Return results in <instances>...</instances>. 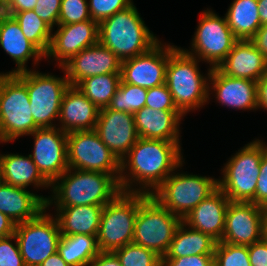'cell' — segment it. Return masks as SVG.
Returning <instances> with one entry per match:
<instances>
[{"label":"cell","instance_id":"cell-19","mask_svg":"<svg viewBox=\"0 0 267 266\" xmlns=\"http://www.w3.org/2000/svg\"><path fill=\"white\" fill-rule=\"evenodd\" d=\"M57 32L51 36L48 52L45 56H54L63 66L80 51L98 43L99 23L95 20L58 25Z\"/></svg>","mask_w":267,"mask_h":266},{"label":"cell","instance_id":"cell-28","mask_svg":"<svg viewBox=\"0 0 267 266\" xmlns=\"http://www.w3.org/2000/svg\"><path fill=\"white\" fill-rule=\"evenodd\" d=\"M1 180L15 187L26 188L34 183L38 186H51V183L41 174L30 156L19 154L0 155Z\"/></svg>","mask_w":267,"mask_h":266},{"label":"cell","instance_id":"cell-52","mask_svg":"<svg viewBox=\"0 0 267 266\" xmlns=\"http://www.w3.org/2000/svg\"><path fill=\"white\" fill-rule=\"evenodd\" d=\"M262 239L267 241V207L264 208L263 214V235Z\"/></svg>","mask_w":267,"mask_h":266},{"label":"cell","instance_id":"cell-26","mask_svg":"<svg viewBox=\"0 0 267 266\" xmlns=\"http://www.w3.org/2000/svg\"><path fill=\"white\" fill-rule=\"evenodd\" d=\"M0 45L17 64V69L9 72L16 74L27 70L25 63L34 56L37 62L45 55L22 33L19 23L13 16L0 12Z\"/></svg>","mask_w":267,"mask_h":266},{"label":"cell","instance_id":"cell-20","mask_svg":"<svg viewBox=\"0 0 267 266\" xmlns=\"http://www.w3.org/2000/svg\"><path fill=\"white\" fill-rule=\"evenodd\" d=\"M230 200L218 187L205 200L192 209L183 219L185 225H190L197 231L208 234L220 242L225 227V216Z\"/></svg>","mask_w":267,"mask_h":266},{"label":"cell","instance_id":"cell-46","mask_svg":"<svg viewBox=\"0 0 267 266\" xmlns=\"http://www.w3.org/2000/svg\"><path fill=\"white\" fill-rule=\"evenodd\" d=\"M38 0H14L3 12L13 16L15 13L33 10Z\"/></svg>","mask_w":267,"mask_h":266},{"label":"cell","instance_id":"cell-13","mask_svg":"<svg viewBox=\"0 0 267 266\" xmlns=\"http://www.w3.org/2000/svg\"><path fill=\"white\" fill-rule=\"evenodd\" d=\"M192 47L195 53L212 67L217 68L232 50L238 40L228 26L225 18L217 16L210 10L203 12L195 32Z\"/></svg>","mask_w":267,"mask_h":266},{"label":"cell","instance_id":"cell-24","mask_svg":"<svg viewBox=\"0 0 267 266\" xmlns=\"http://www.w3.org/2000/svg\"><path fill=\"white\" fill-rule=\"evenodd\" d=\"M182 116L179 110H155L145 106L134 113L136 131L141 138L179 143L178 125Z\"/></svg>","mask_w":267,"mask_h":266},{"label":"cell","instance_id":"cell-53","mask_svg":"<svg viewBox=\"0 0 267 266\" xmlns=\"http://www.w3.org/2000/svg\"><path fill=\"white\" fill-rule=\"evenodd\" d=\"M14 0H0V12H3Z\"/></svg>","mask_w":267,"mask_h":266},{"label":"cell","instance_id":"cell-35","mask_svg":"<svg viewBox=\"0 0 267 266\" xmlns=\"http://www.w3.org/2000/svg\"><path fill=\"white\" fill-rule=\"evenodd\" d=\"M121 266H161V257L153 250L133 242L114 251Z\"/></svg>","mask_w":267,"mask_h":266},{"label":"cell","instance_id":"cell-50","mask_svg":"<svg viewBox=\"0 0 267 266\" xmlns=\"http://www.w3.org/2000/svg\"><path fill=\"white\" fill-rule=\"evenodd\" d=\"M40 266H68L63 258L56 252L48 257Z\"/></svg>","mask_w":267,"mask_h":266},{"label":"cell","instance_id":"cell-16","mask_svg":"<svg viewBox=\"0 0 267 266\" xmlns=\"http://www.w3.org/2000/svg\"><path fill=\"white\" fill-rule=\"evenodd\" d=\"M170 55L171 46L163 48L158 42L147 52L121 62V80L145 89L164 84Z\"/></svg>","mask_w":267,"mask_h":266},{"label":"cell","instance_id":"cell-8","mask_svg":"<svg viewBox=\"0 0 267 266\" xmlns=\"http://www.w3.org/2000/svg\"><path fill=\"white\" fill-rule=\"evenodd\" d=\"M181 223L182 218L149 195L138 208L132 242L153 250L162 258Z\"/></svg>","mask_w":267,"mask_h":266},{"label":"cell","instance_id":"cell-17","mask_svg":"<svg viewBox=\"0 0 267 266\" xmlns=\"http://www.w3.org/2000/svg\"><path fill=\"white\" fill-rule=\"evenodd\" d=\"M94 131L120 162L139 139L134 114L109 107L99 109Z\"/></svg>","mask_w":267,"mask_h":266},{"label":"cell","instance_id":"cell-27","mask_svg":"<svg viewBox=\"0 0 267 266\" xmlns=\"http://www.w3.org/2000/svg\"><path fill=\"white\" fill-rule=\"evenodd\" d=\"M103 207L101 205L58 207L59 215L56 219L61 235L97 236Z\"/></svg>","mask_w":267,"mask_h":266},{"label":"cell","instance_id":"cell-22","mask_svg":"<svg viewBox=\"0 0 267 266\" xmlns=\"http://www.w3.org/2000/svg\"><path fill=\"white\" fill-rule=\"evenodd\" d=\"M99 109L76 86H69L63 94L59 118L61 130L74 131L94 130L97 124Z\"/></svg>","mask_w":267,"mask_h":266},{"label":"cell","instance_id":"cell-37","mask_svg":"<svg viewBox=\"0 0 267 266\" xmlns=\"http://www.w3.org/2000/svg\"><path fill=\"white\" fill-rule=\"evenodd\" d=\"M92 19L87 0H61L58 25L74 24Z\"/></svg>","mask_w":267,"mask_h":266},{"label":"cell","instance_id":"cell-48","mask_svg":"<svg viewBox=\"0 0 267 266\" xmlns=\"http://www.w3.org/2000/svg\"><path fill=\"white\" fill-rule=\"evenodd\" d=\"M257 107L267 110V73L256 81Z\"/></svg>","mask_w":267,"mask_h":266},{"label":"cell","instance_id":"cell-18","mask_svg":"<svg viewBox=\"0 0 267 266\" xmlns=\"http://www.w3.org/2000/svg\"><path fill=\"white\" fill-rule=\"evenodd\" d=\"M121 60L99 42L74 55L62 68L69 85L77 86L82 80L101 74H121Z\"/></svg>","mask_w":267,"mask_h":266},{"label":"cell","instance_id":"cell-43","mask_svg":"<svg viewBox=\"0 0 267 266\" xmlns=\"http://www.w3.org/2000/svg\"><path fill=\"white\" fill-rule=\"evenodd\" d=\"M255 204L267 207V152L260 161V175L255 190Z\"/></svg>","mask_w":267,"mask_h":266},{"label":"cell","instance_id":"cell-47","mask_svg":"<svg viewBox=\"0 0 267 266\" xmlns=\"http://www.w3.org/2000/svg\"><path fill=\"white\" fill-rule=\"evenodd\" d=\"M250 40L267 59V24L262 25Z\"/></svg>","mask_w":267,"mask_h":266},{"label":"cell","instance_id":"cell-9","mask_svg":"<svg viewBox=\"0 0 267 266\" xmlns=\"http://www.w3.org/2000/svg\"><path fill=\"white\" fill-rule=\"evenodd\" d=\"M217 188L218 181L210 177L176 174L170 175L155 191L148 188L145 193L183 219Z\"/></svg>","mask_w":267,"mask_h":266},{"label":"cell","instance_id":"cell-41","mask_svg":"<svg viewBox=\"0 0 267 266\" xmlns=\"http://www.w3.org/2000/svg\"><path fill=\"white\" fill-rule=\"evenodd\" d=\"M61 0H38L33 11L51 28L58 25Z\"/></svg>","mask_w":267,"mask_h":266},{"label":"cell","instance_id":"cell-36","mask_svg":"<svg viewBox=\"0 0 267 266\" xmlns=\"http://www.w3.org/2000/svg\"><path fill=\"white\" fill-rule=\"evenodd\" d=\"M214 266H251L248 246L217 242Z\"/></svg>","mask_w":267,"mask_h":266},{"label":"cell","instance_id":"cell-6","mask_svg":"<svg viewBox=\"0 0 267 266\" xmlns=\"http://www.w3.org/2000/svg\"><path fill=\"white\" fill-rule=\"evenodd\" d=\"M36 129L26 84L16 74H0L1 142L30 135Z\"/></svg>","mask_w":267,"mask_h":266},{"label":"cell","instance_id":"cell-54","mask_svg":"<svg viewBox=\"0 0 267 266\" xmlns=\"http://www.w3.org/2000/svg\"><path fill=\"white\" fill-rule=\"evenodd\" d=\"M1 162H0V182H1Z\"/></svg>","mask_w":267,"mask_h":266},{"label":"cell","instance_id":"cell-38","mask_svg":"<svg viewBox=\"0 0 267 266\" xmlns=\"http://www.w3.org/2000/svg\"><path fill=\"white\" fill-rule=\"evenodd\" d=\"M132 4L131 0H90L88 7L92 20L100 23Z\"/></svg>","mask_w":267,"mask_h":266},{"label":"cell","instance_id":"cell-40","mask_svg":"<svg viewBox=\"0 0 267 266\" xmlns=\"http://www.w3.org/2000/svg\"><path fill=\"white\" fill-rule=\"evenodd\" d=\"M16 239L13 234L6 238H0V266H25L16 240V247L10 242Z\"/></svg>","mask_w":267,"mask_h":266},{"label":"cell","instance_id":"cell-12","mask_svg":"<svg viewBox=\"0 0 267 266\" xmlns=\"http://www.w3.org/2000/svg\"><path fill=\"white\" fill-rule=\"evenodd\" d=\"M67 151L68 168L111 174L119 181L121 163L94 130L68 133Z\"/></svg>","mask_w":267,"mask_h":266},{"label":"cell","instance_id":"cell-49","mask_svg":"<svg viewBox=\"0 0 267 266\" xmlns=\"http://www.w3.org/2000/svg\"><path fill=\"white\" fill-rule=\"evenodd\" d=\"M16 224L6 215L0 212V238H6L14 234Z\"/></svg>","mask_w":267,"mask_h":266},{"label":"cell","instance_id":"cell-25","mask_svg":"<svg viewBox=\"0 0 267 266\" xmlns=\"http://www.w3.org/2000/svg\"><path fill=\"white\" fill-rule=\"evenodd\" d=\"M208 77L219 103L238 109L257 108L256 81L226 76L218 68L209 69Z\"/></svg>","mask_w":267,"mask_h":266},{"label":"cell","instance_id":"cell-30","mask_svg":"<svg viewBox=\"0 0 267 266\" xmlns=\"http://www.w3.org/2000/svg\"><path fill=\"white\" fill-rule=\"evenodd\" d=\"M228 26L238 40H250L262 26L257 0H234L226 13Z\"/></svg>","mask_w":267,"mask_h":266},{"label":"cell","instance_id":"cell-4","mask_svg":"<svg viewBox=\"0 0 267 266\" xmlns=\"http://www.w3.org/2000/svg\"><path fill=\"white\" fill-rule=\"evenodd\" d=\"M193 53L171 46V55L166 66L165 84L173 102L184 115L190 109L207 102L209 86L201 76Z\"/></svg>","mask_w":267,"mask_h":266},{"label":"cell","instance_id":"cell-15","mask_svg":"<svg viewBox=\"0 0 267 266\" xmlns=\"http://www.w3.org/2000/svg\"><path fill=\"white\" fill-rule=\"evenodd\" d=\"M264 208L252 202L230 201L221 242L249 246L262 240Z\"/></svg>","mask_w":267,"mask_h":266},{"label":"cell","instance_id":"cell-11","mask_svg":"<svg viewBox=\"0 0 267 266\" xmlns=\"http://www.w3.org/2000/svg\"><path fill=\"white\" fill-rule=\"evenodd\" d=\"M43 212L32 220L16 224L14 235L25 266H40L57 252L61 237L58 221Z\"/></svg>","mask_w":267,"mask_h":266},{"label":"cell","instance_id":"cell-3","mask_svg":"<svg viewBox=\"0 0 267 266\" xmlns=\"http://www.w3.org/2000/svg\"><path fill=\"white\" fill-rule=\"evenodd\" d=\"M71 170L68 168L51 183L62 180L53 187L57 207L105 206L122 192L119 181L111 174L77 169L70 174Z\"/></svg>","mask_w":267,"mask_h":266},{"label":"cell","instance_id":"cell-23","mask_svg":"<svg viewBox=\"0 0 267 266\" xmlns=\"http://www.w3.org/2000/svg\"><path fill=\"white\" fill-rule=\"evenodd\" d=\"M53 201L3 181L0 182V212L15 224L36 218Z\"/></svg>","mask_w":267,"mask_h":266},{"label":"cell","instance_id":"cell-14","mask_svg":"<svg viewBox=\"0 0 267 266\" xmlns=\"http://www.w3.org/2000/svg\"><path fill=\"white\" fill-rule=\"evenodd\" d=\"M60 132V133H59ZM34 153L29 154L41 174L52 183L68 169L67 133L56 127L38 128Z\"/></svg>","mask_w":267,"mask_h":266},{"label":"cell","instance_id":"cell-5","mask_svg":"<svg viewBox=\"0 0 267 266\" xmlns=\"http://www.w3.org/2000/svg\"><path fill=\"white\" fill-rule=\"evenodd\" d=\"M148 196L122 191L103 207L96 237L99 251L114 252L132 242L138 208Z\"/></svg>","mask_w":267,"mask_h":266},{"label":"cell","instance_id":"cell-10","mask_svg":"<svg viewBox=\"0 0 267 266\" xmlns=\"http://www.w3.org/2000/svg\"><path fill=\"white\" fill-rule=\"evenodd\" d=\"M16 75L26 84L31 114L36 126L54 127L51 120L59 117L63 94L70 86L67 77L57 78L28 70Z\"/></svg>","mask_w":267,"mask_h":266},{"label":"cell","instance_id":"cell-21","mask_svg":"<svg viewBox=\"0 0 267 266\" xmlns=\"http://www.w3.org/2000/svg\"><path fill=\"white\" fill-rule=\"evenodd\" d=\"M217 68L229 77L258 81L267 73V59L251 40H237Z\"/></svg>","mask_w":267,"mask_h":266},{"label":"cell","instance_id":"cell-29","mask_svg":"<svg viewBox=\"0 0 267 266\" xmlns=\"http://www.w3.org/2000/svg\"><path fill=\"white\" fill-rule=\"evenodd\" d=\"M182 222L177 228L166 254L162 258L192 255H214L217 241L208 234L194 229H184Z\"/></svg>","mask_w":267,"mask_h":266},{"label":"cell","instance_id":"cell-34","mask_svg":"<svg viewBox=\"0 0 267 266\" xmlns=\"http://www.w3.org/2000/svg\"><path fill=\"white\" fill-rule=\"evenodd\" d=\"M147 89L120 81L108 106L111 110L134 114L145 107Z\"/></svg>","mask_w":267,"mask_h":266},{"label":"cell","instance_id":"cell-1","mask_svg":"<svg viewBox=\"0 0 267 266\" xmlns=\"http://www.w3.org/2000/svg\"><path fill=\"white\" fill-rule=\"evenodd\" d=\"M180 150L179 143L139 137L127 153L129 159L124 158L120 162L119 185L121 191L145 193L144 190L130 189L129 182L131 180L122 175L127 166H129L133 181L143 182L144 188L153 187L156 190L170 176V172L182 165Z\"/></svg>","mask_w":267,"mask_h":266},{"label":"cell","instance_id":"cell-33","mask_svg":"<svg viewBox=\"0 0 267 266\" xmlns=\"http://www.w3.org/2000/svg\"><path fill=\"white\" fill-rule=\"evenodd\" d=\"M13 17L19 23L26 39L31 41L45 55L50 46L52 28L38 17L33 10L15 13Z\"/></svg>","mask_w":267,"mask_h":266},{"label":"cell","instance_id":"cell-7","mask_svg":"<svg viewBox=\"0 0 267 266\" xmlns=\"http://www.w3.org/2000/svg\"><path fill=\"white\" fill-rule=\"evenodd\" d=\"M267 146L256 140L244 146L224 167L218 187L230 201L255 204V190L260 175V161Z\"/></svg>","mask_w":267,"mask_h":266},{"label":"cell","instance_id":"cell-45","mask_svg":"<svg viewBox=\"0 0 267 266\" xmlns=\"http://www.w3.org/2000/svg\"><path fill=\"white\" fill-rule=\"evenodd\" d=\"M88 266H121V263L114 252L100 251Z\"/></svg>","mask_w":267,"mask_h":266},{"label":"cell","instance_id":"cell-39","mask_svg":"<svg viewBox=\"0 0 267 266\" xmlns=\"http://www.w3.org/2000/svg\"><path fill=\"white\" fill-rule=\"evenodd\" d=\"M145 106L155 110H178L165 83L147 89Z\"/></svg>","mask_w":267,"mask_h":266},{"label":"cell","instance_id":"cell-31","mask_svg":"<svg viewBox=\"0 0 267 266\" xmlns=\"http://www.w3.org/2000/svg\"><path fill=\"white\" fill-rule=\"evenodd\" d=\"M97 236L61 235L57 245V253L68 266H88L99 254Z\"/></svg>","mask_w":267,"mask_h":266},{"label":"cell","instance_id":"cell-42","mask_svg":"<svg viewBox=\"0 0 267 266\" xmlns=\"http://www.w3.org/2000/svg\"><path fill=\"white\" fill-rule=\"evenodd\" d=\"M161 266H214V255L161 258Z\"/></svg>","mask_w":267,"mask_h":266},{"label":"cell","instance_id":"cell-2","mask_svg":"<svg viewBox=\"0 0 267 266\" xmlns=\"http://www.w3.org/2000/svg\"><path fill=\"white\" fill-rule=\"evenodd\" d=\"M98 42L124 61L147 52L160 41L150 33L132 4L99 23Z\"/></svg>","mask_w":267,"mask_h":266},{"label":"cell","instance_id":"cell-44","mask_svg":"<svg viewBox=\"0 0 267 266\" xmlns=\"http://www.w3.org/2000/svg\"><path fill=\"white\" fill-rule=\"evenodd\" d=\"M251 266H267V241L260 240L248 246Z\"/></svg>","mask_w":267,"mask_h":266},{"label":"cell","instance_id":"cell-32","mask_svg":"<svg viewBox=\"0 0 267 266\" xmlns=\"http://www.w3.org/2000/svg\"><path fill=\"white\" fill-rule=\"evenodd\" d=\"M121 81V74H101L91 76L82 80L76 87L92 102L98 109L110 105Z\"/></svg>","mask_w":267,"mask_h":266},{"label":"cell","instance_id":"cell-51","mask_svg":"<svg viewBox=\"0 0 267 266\" xmlns=\"http://www.w3.org/2000/svg\"><path fill=\"white\" fill-rule=\"evenodd\" d=\"M261 25L267 24V0H257Z\"/></svg>","mask_w":267,"mask_h":266}]
</instances>
